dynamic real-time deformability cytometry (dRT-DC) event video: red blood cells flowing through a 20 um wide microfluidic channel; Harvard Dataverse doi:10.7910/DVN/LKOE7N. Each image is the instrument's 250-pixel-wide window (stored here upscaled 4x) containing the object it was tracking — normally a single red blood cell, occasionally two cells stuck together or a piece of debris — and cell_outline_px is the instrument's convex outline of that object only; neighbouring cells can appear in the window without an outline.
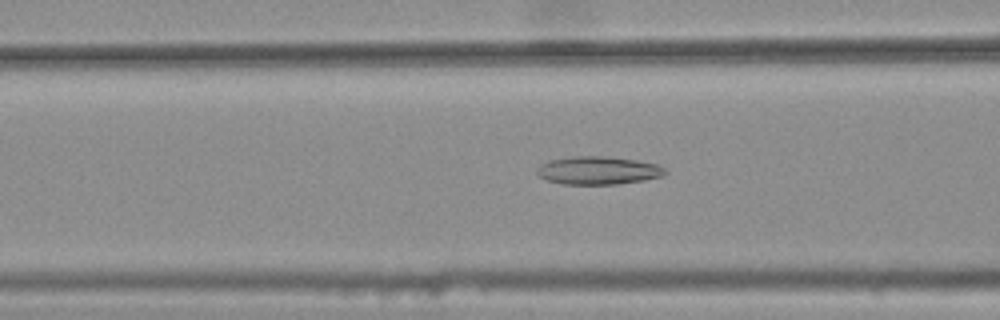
{"species": "common noctule bat (a hibernating species)", "species_latin": "Nyctalus noctula", "temperature_condition": "warm", "stored_images_in_passage": 46, "camera_frame_rate_fps": 3000, "um_per_image_px": 0.085, "animal": {"sex": "female", "body_mass_g": 25.1}, "frame": {"image": 1, "passage_image": 21, "time_ms": 6.667, "image_size_px": [1000, 320], "cell_outline_px": [[668, 172], [660, 176], [644, 180], [616, 184], [560, 184], [548, 180], [540, 176], [536, 172], [536, 168], [540, 164], [548, 160], [576, 156], [604, 156], [636, 160], [656, 164], [664, 168]], "centroid_in_image_um": [50.8, 14.48], "position_along_channel_um": 115.8, "area_um2": 20.87}}
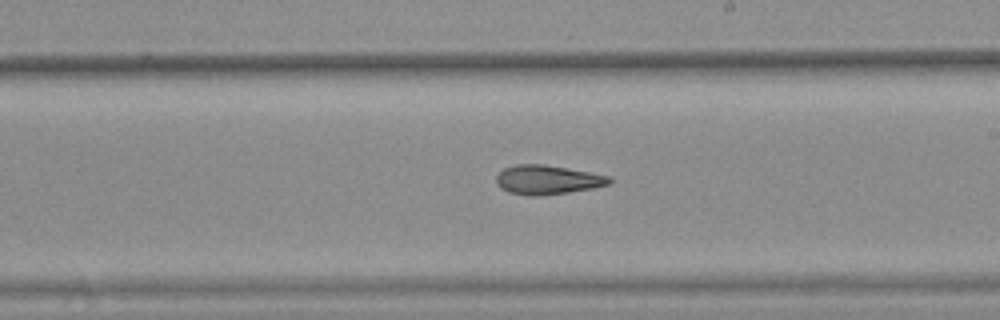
{"frame": {"image": 2, "passage_image": 31, "time_ms": 10.0, "image_size_px": [1000, 320], "cell_outline_px": [[612, 180], [608, 184], [592, 188], [568, 192], [536, 196], [528, 196], [508, 192], [500, 188], [496, 184], [496, 176], [504, 168], [516, 164], [544, 164], [588, 172], [608, 176]], "centroid_in_image_um": [46.47, 15.28], "position_along_channel_um": 242.5, "area_um2": 19.07}}
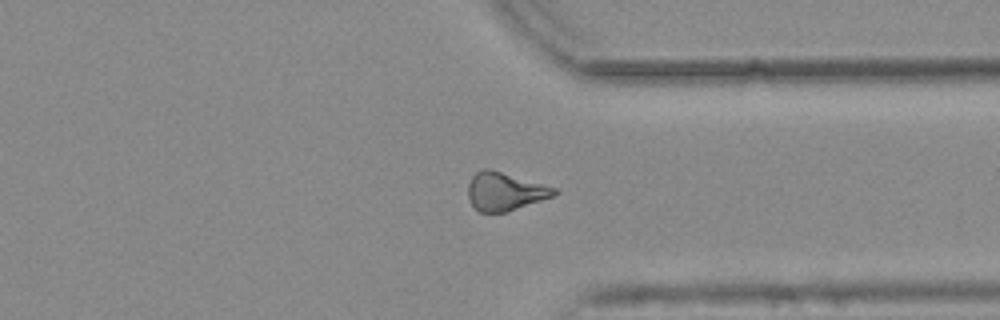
{"frame": {"image": 3, "passage_image": 41, "time_ms": 13.333, "image_size_px": [1000, 320], "cell_outline_px": [[556, 192], [552, 196], [504, 212], [480, 212], [468, 200], [468, 184], [472, 176], [476, 172], [484, 168], [488, 168], [556, 188]], "centroid_in_image_um": [42.85, 16.26], "position_along_channel_um": 368.6, "area_um2": 18.61}, "authors_computed_cell_mechanics": {"area_um2": 19.7676, "velocity_mm_per_s": 3.8084, "shape_relaxation_time_tau1_ms": null, "shape_relaxation_time_tau2_ms": 6.3873, "deformation_change_tau1": null, "deformation_change_tau2": 0.1783}}